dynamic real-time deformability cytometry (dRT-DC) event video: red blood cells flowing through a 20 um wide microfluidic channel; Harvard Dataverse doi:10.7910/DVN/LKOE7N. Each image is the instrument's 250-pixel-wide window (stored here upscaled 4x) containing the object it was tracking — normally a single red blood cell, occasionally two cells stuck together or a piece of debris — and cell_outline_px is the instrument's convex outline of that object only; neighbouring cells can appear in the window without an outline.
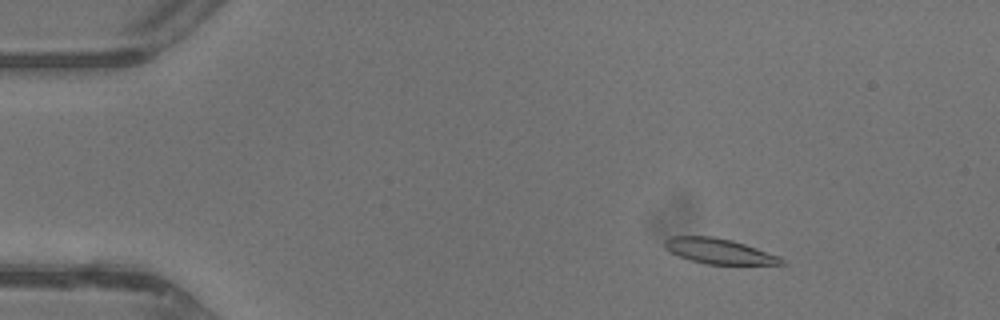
{"species": "common noctule bat (a hibernating species)", "species_latin": "Nyctalus noctula", "temperature_condition": "warm", "stored_images_in_passage": 45, "camera_frame_rate_fps": 3000, "um_per_image_px": 0.085, "animal": {"sex": "male", "body_mass_g": 13.3}, "frame": {"image": 1, "passage_image": 7, "time_ms": 2.0, "image_size_px": [1000, 320], "cell_outline_px": [[784, 264], [704, 264], [680, 256], [664, 248], [664, 240], [668, 236], [712, 236], [732, 240], [780, 256], [784, 260]], "centroid_in_image_um": [61.09, 21.34], "position_along_channel_um": 23.9, "area_um2": 17.05}}
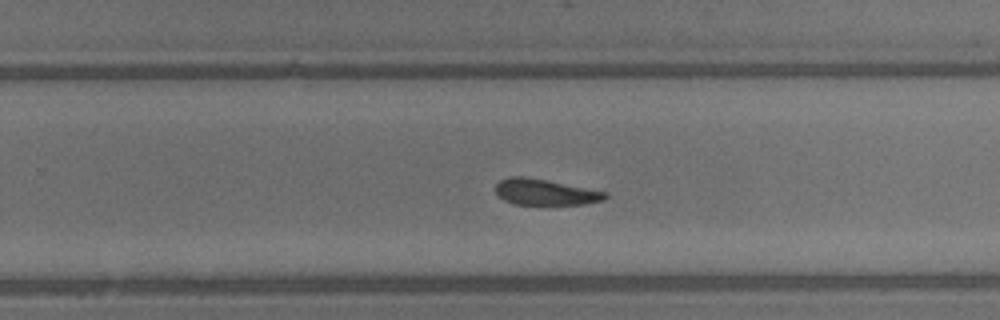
{"frame": {"image": 2, "passage_image": 29, "time_ms": 9.333, "image_size_px": [1000, 320], "cell_outline_px": [[608, 196], [604, 200], [584, 204], [516, 204], [504, 200], [496, 192], [496, 184], [500, 180], [508, 176], [520, 176], [544, 180], [608, 192]], "centroid_in_image_um": [46.34, 16.33], "position_along_channel_um": 283.5, "area_um2": 16.3}}
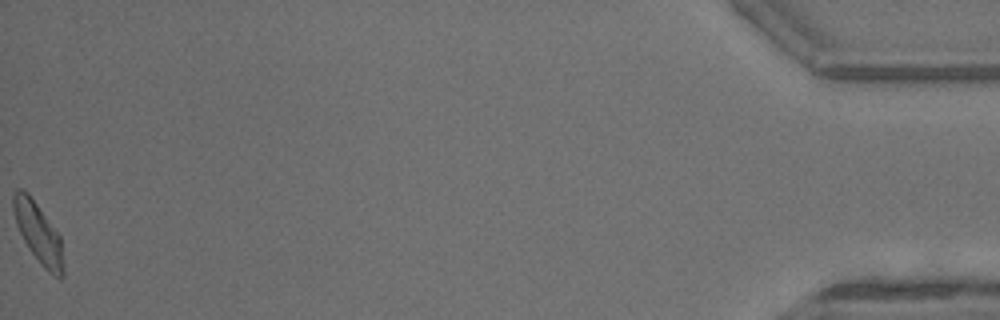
{"frame": {"image": 3, "passage_image": 45, "time_ms": 14.667, "image_size_px": [1000, 320], "cell_outline_px": [[64, 276], [60, 280], [48, 272], [44, 268], [28, 248], [16, 224], [12, 208], [12, 196], [16, 188], [20, 188], [28, 192], [60, 236], [64, 264]], "centroid_in_image_um": [3.25, 19.81], "position_along_channel_um": 431.9, "area_um2": 17.63}, "authors_computed_cell_mechanics": {"area_um2": 17.5134, "velocity_mm_per_s": 4.7221, "shape_relaxation_time_tau1_ms": 2.8824, "shape_relaxation_time_tau2_ms": 5.0612, "deformation_change_tau1": 0.1575, "deformation_change_tau2": 0.1798}}